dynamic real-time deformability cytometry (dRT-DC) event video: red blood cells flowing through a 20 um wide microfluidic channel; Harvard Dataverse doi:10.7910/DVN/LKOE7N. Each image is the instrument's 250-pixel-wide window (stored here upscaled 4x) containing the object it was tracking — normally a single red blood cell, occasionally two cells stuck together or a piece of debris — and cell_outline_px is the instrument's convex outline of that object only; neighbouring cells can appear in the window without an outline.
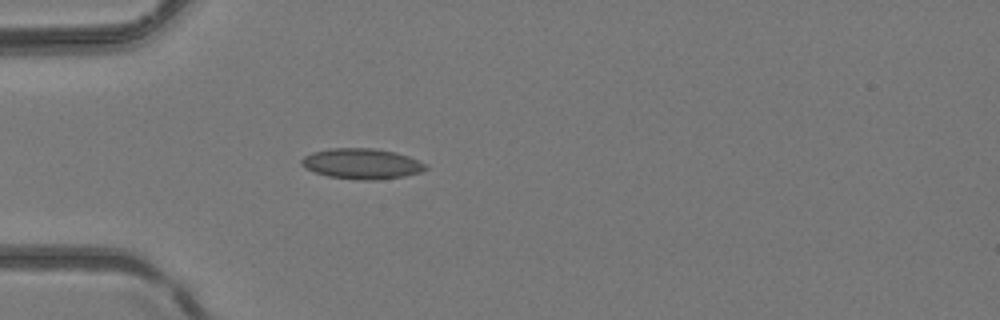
{"species": "common noctule bat (a hibernating species)", "species_latin": "Nyctalus noctula", "temperature_condition": "room temperature", "stored_images_in_passage": 3, "camera_frame_rate_fps": 3000, "um_per_image_px": 0.085, "animal": {"sex": "female", "body_mass_g": 24.6, "forearm_length_mm": 56.2}, "frame": {"image": 1, "passage_image": 3, "time_ms": 0.667, "image_size_px": [1000, 320], "cell_outline_px": [[428, 168], [420, 172], [404, 176], [376, 180], [360, 180], [328, 176], [304, 168], [300, 164], [300, 160], [304, 156], [312, 152], [328, 148], [372, 148], [396, 152], [408, 156], [428, 164]], "centroid_in_image_um": [30.75, 13.91], "position_along_channel_um": 54.3, "area_um2": 22.2}}